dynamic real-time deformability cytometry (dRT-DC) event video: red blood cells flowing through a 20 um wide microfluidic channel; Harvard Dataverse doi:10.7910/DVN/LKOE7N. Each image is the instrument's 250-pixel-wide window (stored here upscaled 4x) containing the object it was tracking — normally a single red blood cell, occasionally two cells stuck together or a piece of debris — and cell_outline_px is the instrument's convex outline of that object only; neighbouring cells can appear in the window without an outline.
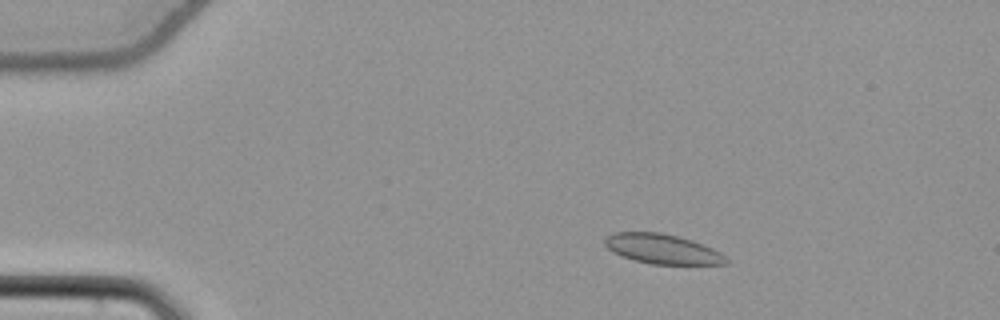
{"species": "common noctule bat (a hibernating species)", "species_latin": "Nyctalus noctula", "temperature_condition": "cold", "stored_images_in_passage": 55, "camera_frame_rate_fps": 3000, "um_per_image_px": 0.085, "animal": {"sex": "female", "body_mass_g": 22.7, "forearm_length_mm": 54.2}, "frame": {"image": 1, "passage_image": 10, "time_ms": 3.0, "image_size_px": [1000, 320], "cell_outline_px": [[728, 264], [652, 264], [632, 260], [612, 252], [604, 244], [604, 236], [612, 232], [660, 232], [692, 240], [712, 248], [720, 252], [728, 260]], "centroid_in_image_um": [56.25, 21.16], "position_along_channel_um": 28.8, "area_um2": 21.1}}
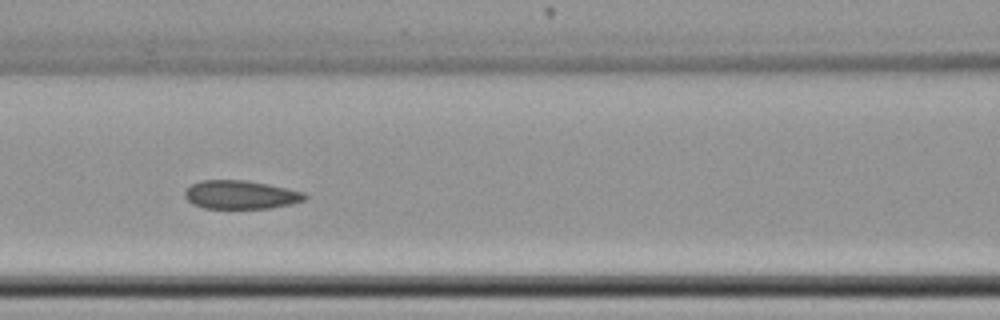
{"frame": {"image": 2, "passage_image": 25, "time_ms": 8.0, "image_size_px": [1000, 320], "cell_outline_px": [[308, 196], [304, 200], [292, 204], [268, 208], [204, 208], [192, 204], [184, 196], [184, 192], [192, 184], [200, 180], [244, 180], [268, 184], [304, 192]], "centroid_in_image_um": [20.45, 16.55], "position_along_channel_um": 146.2, "area_um2": 19.88}}
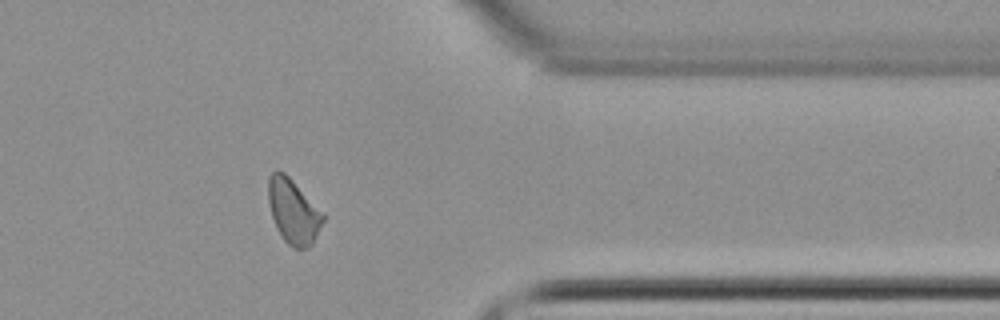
{"frame": {"image": 3, "passage_image": 45, "time_ms": 14.667, "image_size_px": [1000, 320], "cell_outline_px": [[324, 220], [312, 244], [308, 248], [296, 248], [288, 244], [284, 240], [276, 228], [272, 216], [268, 200], [268, 176], [276, 168], [284, 172], [292, 180], [324, 216]], "centroid_in_image_um": [24.88, 17.96], "position_along_channel_um": 386.5, "area_um2": 20.17}, "authors_computed_cell_mechanics": {"area_um2": 20.5768, "velocity_mm_per_s": 3.8031, "shape_relaxation_time_tau1_ms": null, "shape_relaxation_time_tau2_ms": 10.8145, "deformation_change_tau1": null, "deformation_change_tau2": 0.1185}}